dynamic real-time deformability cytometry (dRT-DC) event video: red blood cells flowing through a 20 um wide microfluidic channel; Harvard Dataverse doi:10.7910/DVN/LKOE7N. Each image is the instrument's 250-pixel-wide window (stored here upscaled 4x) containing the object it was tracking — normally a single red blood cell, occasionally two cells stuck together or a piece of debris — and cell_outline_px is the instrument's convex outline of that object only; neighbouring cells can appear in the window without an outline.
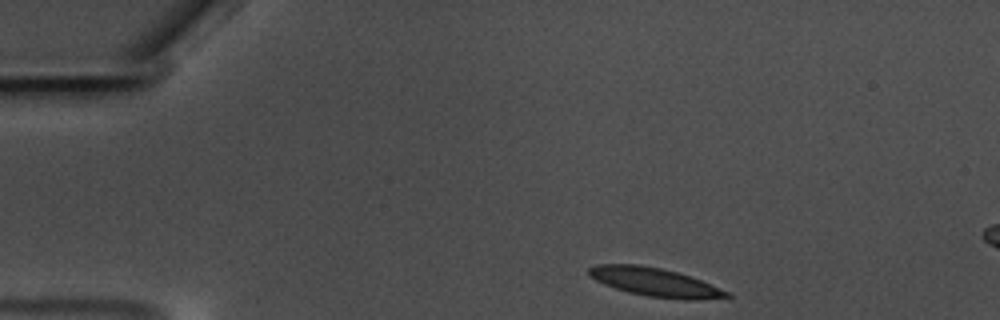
{"species": "common noctule bat (a hibernating species)", "species_latin": "Nyctalus noctula", "temperature_condition": "warm", "stored_images_in_passage": 9, "camera_frame_rate_fps": 3000, "um_per_image_px": 0.085, "animal": {"sex": "male", "body_mass_g": 17.5, "forearm_length_mm": 52.3}, "frame": {"image": 1, "passage_image": 1, "time_ms": 0.0, "image_size_px": [1000, 320], "cell_outline_px": [[732, 296], [696, 300], [684, 300], [648, 296], [628, 292], [604, 284], [588, 276], [588, 268], [596, 264], [640, 264], [660, 268], [676, 272], [700, 280], [732, 292]], "centroid_in_image_um": [55.66, 23.98], "position_along_channel_um": 29.3, "area_um2": 22.89}}